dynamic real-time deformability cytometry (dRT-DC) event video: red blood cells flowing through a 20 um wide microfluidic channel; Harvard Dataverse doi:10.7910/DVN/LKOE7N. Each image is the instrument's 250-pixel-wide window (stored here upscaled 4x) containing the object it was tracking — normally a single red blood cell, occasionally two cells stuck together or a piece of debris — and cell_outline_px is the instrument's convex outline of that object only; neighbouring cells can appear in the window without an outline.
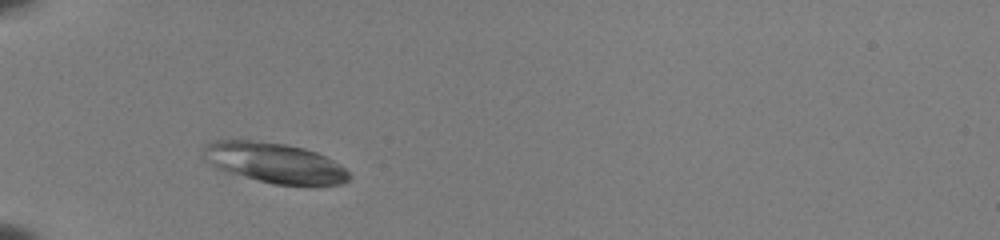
{"species": "common noctule bat (a hibernating species)", "species_latin": "Nyctalus noctula", "temperature_condition": "room temperature", "stored_images_in_passage": 44, "camera_frame_rate_fps": 3000, "um_per_image_px": 0.085, "animal": {"sex": "female", "body_mass_g": 22.0, "forearm_length_mm": 56.7}, "frame": {"image": 1, "passage_image": 6, "time_ms": 1.667, "image_size_px": [1000, 240], "cell_outline_px": [[352, 176], [348, 180], [340, 184], [276, 184], [260, 180], [216, 168], [204, 156], [204, 148], [208, 144], [216, 140], [248, 140], [284, 144], [304, 148], [316, 152], [332, 160], [344, 168]], "centroid_in_image_um": [23.36, 13.83], "position_along_channel_um": 61.6, "area_um2": 33.12}}
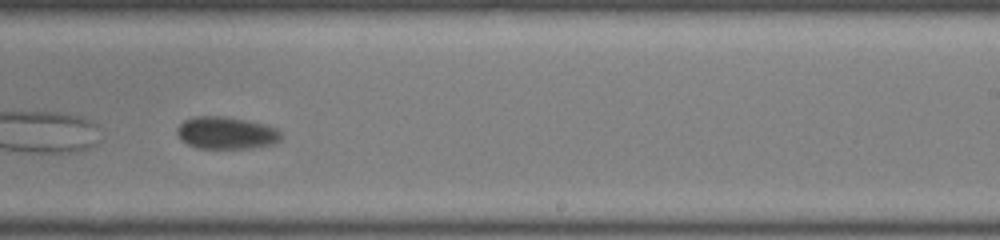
{"frame": {"image": 2, "passage_image": 25, "time_ms": 8.0, "image_size_px": [1000, 240], "cell_outline_px": [[280, 140], [272, 144], [248, 148], [200, 148], [188, 144], [180, 140], [176, 132], [176, 128], [184, 120], [196, 116], [220, 116], [244, 120], [264, 124], [276, 128], [280, 132]], "centroid_in_image_um": [19.19, 11.3], "position_along_channel_um": 269.8, "area_um2": 19.36}}
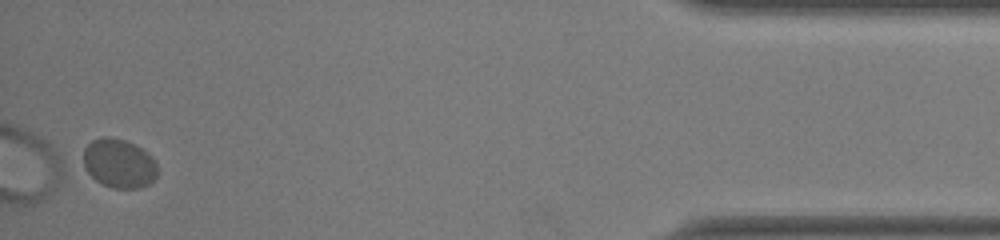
{"frame": {"image": 3, "passage_image": 43, "time_ms": 14.0, "image_size_px": [1000, 240], "cell_outline_px": [[156, 176], [148, 184], [140, 188], [112, 188], [96, 180], [84, 168], [84, 148], [92, 140], [100, 136], [112, 136], [124, 140], [148, 152], [152, 156], [156, 164]], "centroid_in_image_um": [10.1, 13.87], "position_along_channel_um": 425.1, "area_um2": 21.1}, "authors_computed_cell_mechanics": {"area_um2": 20.6635, "velocity_mm_per_s": 3.5872, "shape_relaxation_time_tau1_ms": 2.1626, "shape_relaxation_time_tau2_ms": null, "deformation_change_tau1": 0.1562, "deformation_change_tau2": null}}